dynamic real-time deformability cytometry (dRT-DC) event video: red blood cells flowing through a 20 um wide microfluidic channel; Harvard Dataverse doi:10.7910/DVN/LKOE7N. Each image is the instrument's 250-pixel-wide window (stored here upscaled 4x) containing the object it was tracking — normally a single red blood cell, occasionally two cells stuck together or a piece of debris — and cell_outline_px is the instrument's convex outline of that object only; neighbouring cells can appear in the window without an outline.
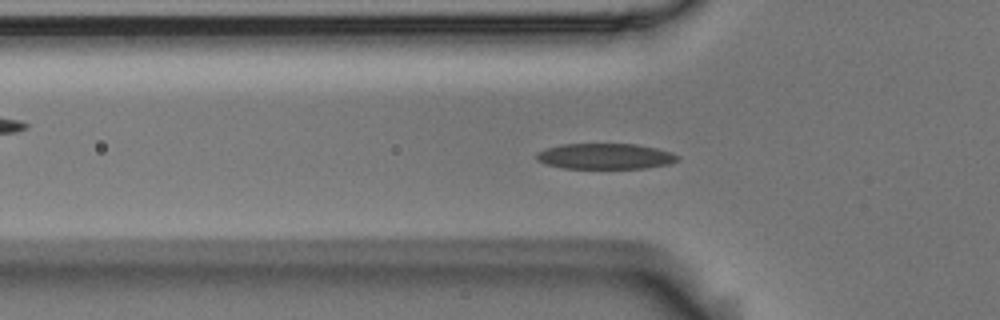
{"species": "Egyptian fruit bat (a non-hibernating species)", "species_latin": "Rousettus aegyptiacus", "temperature_condition": "room temperature", "stored_images_in_passage": 55, "camera_frame_rate_fps": 3000, "um_per_image_px": 0.085, "animal": {"sex": "male"}, "frame": {"image": 1, "passage_image": 17, "time_ms": 5.333, "image_size_px": [1000, 320], "cell_outline_px": [[680, 160], [672, 164], [648, 168], [564, 168], [548, 164], [536, 160], [536, 152], [544, 148], [560, 144], [636, 144], [656, 148], [672, 152], [680, 156]], "centroid_in_image_um": [51.48, 13.28], "position_along_channel_um": 74.3, "area_um2": 21.39}}
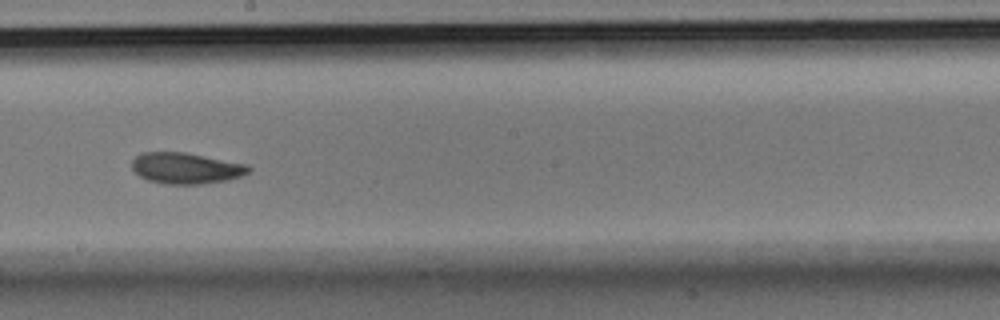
{"frame": {"image": 2, "passage_image": 30, "time_ms": 9.667, "image_size_px": [1000, 320], "cell_outline_px": [[252, 168], [248, 172], [240, 176], [228, 180], [200, 184], [164, 184], [148, 180], [140, 176], [132, 168], [132, 160], [140, 152], [184, 152], [248, 164]], "centroid_in_image_um": [15.8, 14.29], "position_along_channel_um": 232.4, "area_um2": 21.15}}
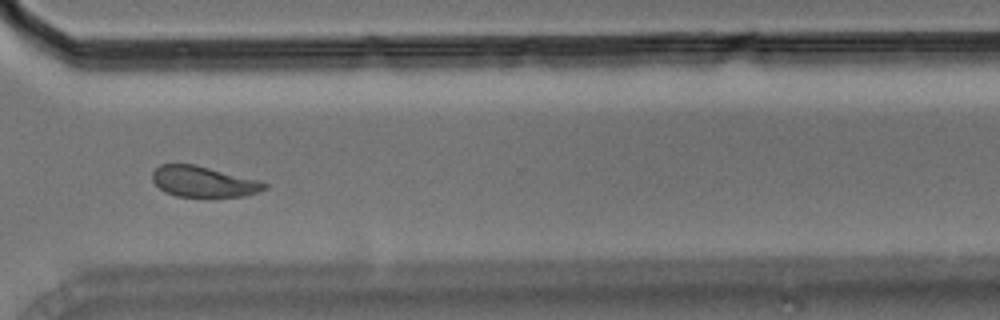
{"frame": {"image": 3, "passage_image": 40, "time_ms": 13.0, "image_size_px": [1000, 320], "cell_outline_px": [[268, 188], [244, 196], [204, 200], [176, 196], [164, 192], [152, 180], [152, 172], [160, 164], [196, 164], [256, 180], [268, 184]], "centroid_in_image_um": [17.27, 15.49], "position_along_channel_um": 353.3, "area_um2": 20.81}, "authors_computed_cell_mechanics": {"area_um2": 21.0392, "velocity_mm_per_s": 3.624, "shape_relaxation_time_tau1_ms": 3.2986, "shape_relaxation_time_tau2_ms": 3.0577, "deformation_change_tau1": 0.1403, "deformation_change_tau2": 0.0916}}